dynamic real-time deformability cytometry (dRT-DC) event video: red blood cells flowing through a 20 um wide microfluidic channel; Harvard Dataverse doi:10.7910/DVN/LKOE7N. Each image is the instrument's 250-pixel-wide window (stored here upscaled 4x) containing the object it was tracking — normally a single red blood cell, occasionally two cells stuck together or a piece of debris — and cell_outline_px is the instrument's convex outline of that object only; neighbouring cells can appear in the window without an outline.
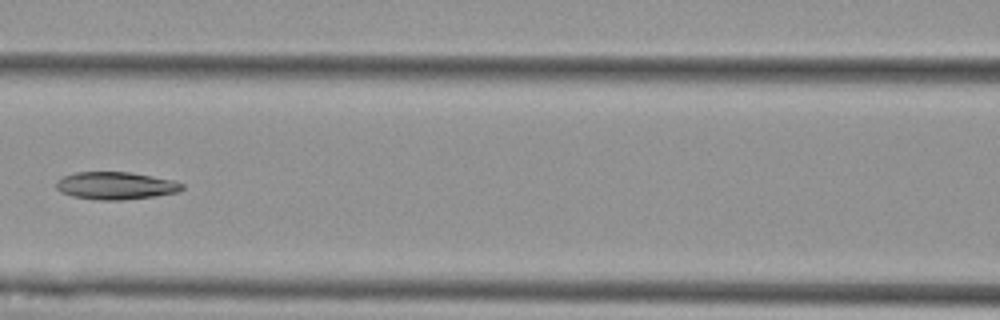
{"species": "Egyptian fruit bat (a non-hibernating species)", "species_latin": "Rousettus aegyptiacus", "temperature_condition": "cold", "stored_images_in_passage": 7, "camera_frame_rate_fps": 3000, "um_per_image_px": 0.085, "animal": {"sex": "female"}, "frame": {"image": 1, "passage_image": 7, "time_ms": 7.333, "image_size_px": [1000, 320], "cell_outline_px": [[184, 188], [180, 192], [152, 196], [120, 200], [96, 200], [72, 196], [60, 192], [56, 188], [56, 180], [64, 176], [76, 172], [132, 172], [172, 180], [184, 184]], "centroid_in_image_um": [9.82, 15.78], "position_along_channel_um": 156.8, "area_um2": 20.23}}